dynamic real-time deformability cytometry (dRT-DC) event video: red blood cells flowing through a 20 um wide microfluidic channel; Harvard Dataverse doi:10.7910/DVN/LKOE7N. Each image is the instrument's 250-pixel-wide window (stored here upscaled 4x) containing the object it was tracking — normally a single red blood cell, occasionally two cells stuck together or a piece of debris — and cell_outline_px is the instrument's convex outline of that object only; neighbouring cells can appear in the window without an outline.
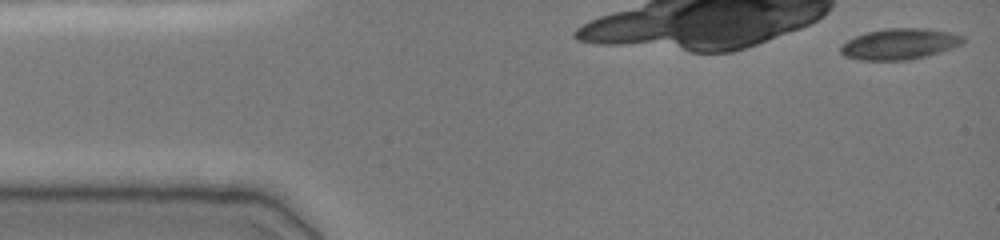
{"species": "common noctule bat (a hibernating species)", "species_latin": "Nyctalus noctula", "temperature_condition": "cold", "stored_images_in_passage": 32, "camera_frame_rate_fps": 3000, "um_per_image_px": 0.085, "animal": {"sex": "female", "body_mass_g": 19.0, "forearm_length_mm": 51.5}, "frame": {"image": 1, "passage_image": 1, "time_ms": 0.0, "image_size_px": [1000, 240], "cell_outline_px": [[964, 44], [928, 56], [908, 60], [860, 60], [844, 56], [840, 52], [840, 44], [856, 36], [868, 32], [884, 28], [928, 28], [952, 32], [964, 36]], "centroid_in_image_um": [76.49, 3.73], "position_along_channel_um": 8.5, "area_um2": 22.37}}
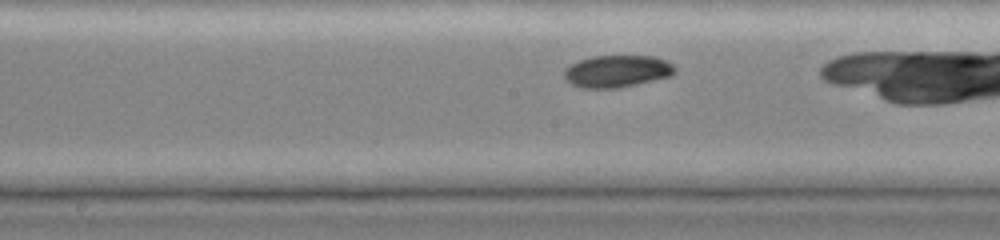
{"frame": {"image": 2, "passage_image": 17, "time_ms": 5.333, "image_size_px": [1000, 240], "cell_outline_px": [[676, 72], [672, 76], [620, 88], [580, 88], [572, 84], [564, 76], [564, 68], [580, 60], [592, 56], [656, 56], [668, 60], [676, 68]], "centroid_in_image_um": [52.49, 6.05], "position_along_channel_um": 195.7, "area_um2": 20.92}}
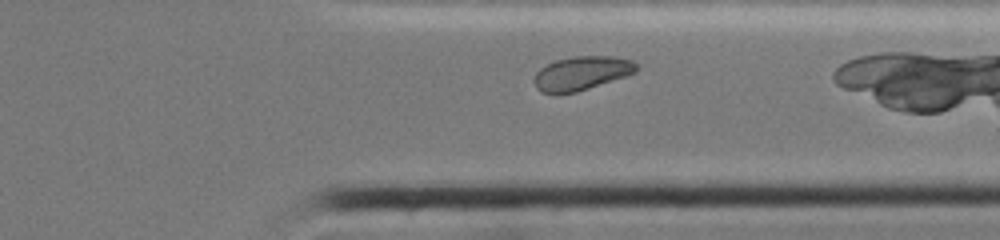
{"frame": {"image": 3, "passage_image": 30, "time_ms": 9.667, "image_size_px": [1000, 240], "cell_outline_px": [[636, 72], [576, 92], [540, 92], [536, 88], [532, 80], [536, 72], [540, 68], [556, 60], [576, 56], [612, 56], [632, 60], [636, 64]], "centroid_in_image_um": [49.4, 6.21], "position_along_channel_um": 362.0, "area_um2": 19.77}}